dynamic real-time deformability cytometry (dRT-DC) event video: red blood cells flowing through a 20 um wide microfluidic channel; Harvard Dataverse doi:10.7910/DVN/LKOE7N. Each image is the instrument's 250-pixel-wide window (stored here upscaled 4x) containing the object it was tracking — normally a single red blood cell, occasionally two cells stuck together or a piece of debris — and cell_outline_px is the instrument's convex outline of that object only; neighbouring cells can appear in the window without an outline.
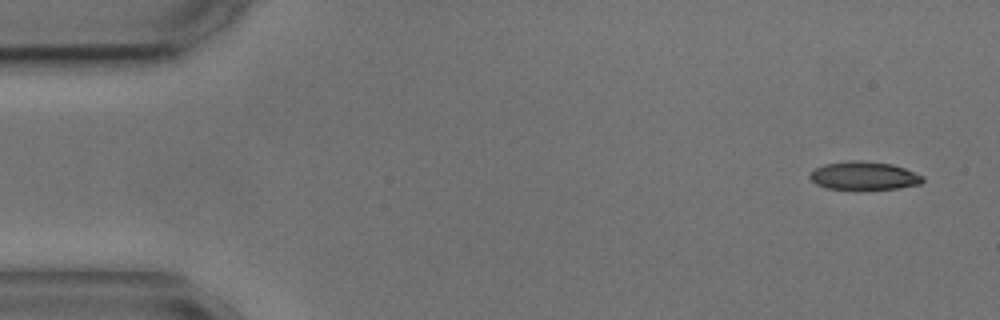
{"species": "common noctule bat (a hibernating species)", "species_latin": "Nyctalus noctula", "temperature_condition": "cold", "stored_images_in_passage": 5, "camera_frame_rate_fps": 3000, "um_per_image_px": 0.085, "animal": {"sex": "male", "body_mass_g": 17.9, "forearm_length_mm": 54.2}, "frame": {"image": 1, "passage_image": 1, "time_ms": 0.0, "image_size_px": [1000, 320], "cell_outline_px": [[924, 180], [920, 184], [896, 188], [864, 192], [856, 192], [828, 188], [816, 184], [808, 176], [816, 168], [824, 164], [848, 160], [860, 160], [892, 164], [904, 168], [924, 176]], "centroid_in_image_um": [73.43, 14.98], "position_along_channel_um": 11.6, "area_um2": 19.31}}
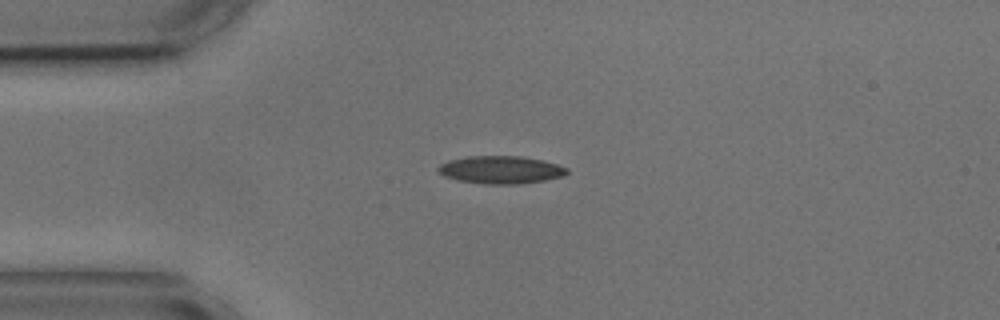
{"frame": {"image": 2, "passage_image": 4, "time_ms": 3.333, "image_size_px": [1000, 320], "cell_outline_px": [[568, 172], [564, 176], [544, 180], [520, 184], [484, 184], [456, 180], [444, 176], [436, 168], [440, 164], [448, 160], [468, 156], [520, 156], [540, 160], [556, 164], [568, 168]], "centroid_in_image_um": [42.54, 14.44], "position_along_channel_um": 42.5, "area_um2": 20.81}}